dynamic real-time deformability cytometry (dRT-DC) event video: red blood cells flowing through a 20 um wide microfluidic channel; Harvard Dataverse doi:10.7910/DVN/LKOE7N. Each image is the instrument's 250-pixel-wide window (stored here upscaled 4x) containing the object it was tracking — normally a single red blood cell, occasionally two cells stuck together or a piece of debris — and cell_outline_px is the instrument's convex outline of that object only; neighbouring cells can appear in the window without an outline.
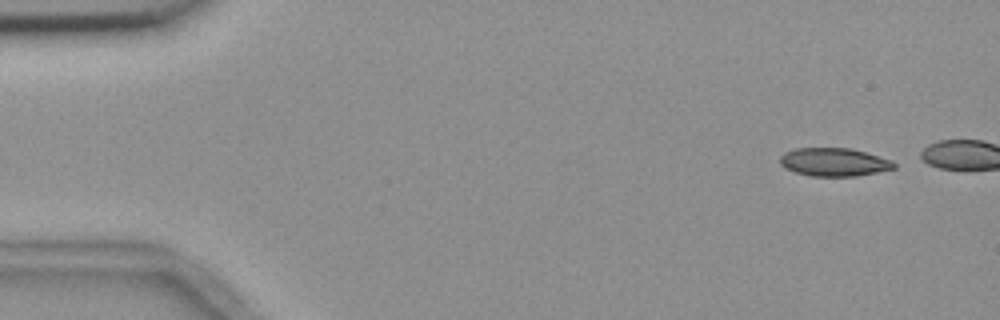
{"species": "common noctule bat (a hibernating species)", "species_latin": "Nyctalus noctula", "temperature_condition": "room temperature", "stored_images_in_passage": 11, "camera_frame_rate_fps": 3000, "um_per_image_px": 0.085, "animal": {"sex": "female", "body_mass_g": 18.4}, "frame": {"image": 1, "passage_image": 1, "time_ms": 0.0, "image_size_px": [1000, 320], "cell_outline_px": [[896, 168], [856, 176], [812, 176], [796, 172], [784, 168], [780, 164], [780, 156], [784, 152], [796, 148], [852, 148], [892, 160], [896, 164]], "centroid_in_image_um": [70.88, 13.77], "position_along_channel_um": 14.1, "area_um2": 18.79}}